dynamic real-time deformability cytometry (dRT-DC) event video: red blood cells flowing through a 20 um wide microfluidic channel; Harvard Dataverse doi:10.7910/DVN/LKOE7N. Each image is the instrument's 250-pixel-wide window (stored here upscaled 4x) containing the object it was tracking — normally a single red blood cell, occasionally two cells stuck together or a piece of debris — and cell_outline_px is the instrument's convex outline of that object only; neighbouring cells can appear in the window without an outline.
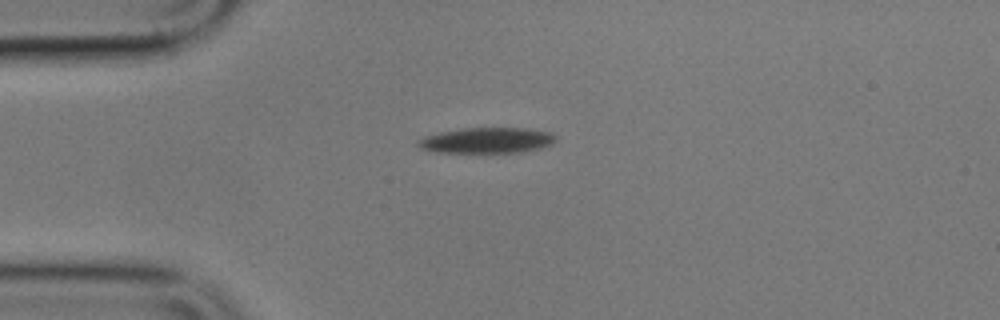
{"species": "common noctule bat (a hibernating species)", "species_latin": "Nyctalus noctula", "temperature_condition": "cold", "stored_images_in_passage": 3, "camera_frame_rate_fps": 3000, "um_per_image_px": 0.085, "animal": {"sex": "male", "body_mass_g": 17.9}, "frame": {"image": 1, "passage_image": 1, "time_ms": 0.0, "image_size_px": [1000, 320], "cell_outline_px": [[556, 140], [552, 144], [540, 148], [524, 152], [440, 152], [420, 148], [416, 144], [416, 140], [424, 136], [440, 132], [464, 128], [524, 128], [552, 132], [556, 136]], "centroid_in_image_um": [41.4, 11.92], "position_along_channel_um": 43.6, "area_um2": 20.58}}
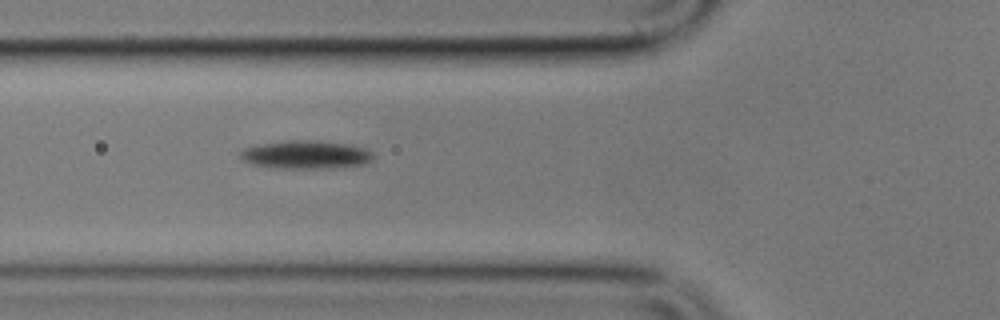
{"frame": {"image": 2, "passage_image": 3, "time_ms": 2.333, "image_size_px": [1000, 320], "cell_outline_px": [[376, 156], [372, 160], [364, 164], [324, 168], [280, 168], [252, 164], [244, 160], [240, 156], [240, 152], [244, 148], [260, 144], [288, 140], [320, 140], [352, 144], [364, 148], [372, 152]], "centroid_in_image_um": [26.04, 13.13], "position_along_channel_um": 99.8, "area_um2": 21.91}}